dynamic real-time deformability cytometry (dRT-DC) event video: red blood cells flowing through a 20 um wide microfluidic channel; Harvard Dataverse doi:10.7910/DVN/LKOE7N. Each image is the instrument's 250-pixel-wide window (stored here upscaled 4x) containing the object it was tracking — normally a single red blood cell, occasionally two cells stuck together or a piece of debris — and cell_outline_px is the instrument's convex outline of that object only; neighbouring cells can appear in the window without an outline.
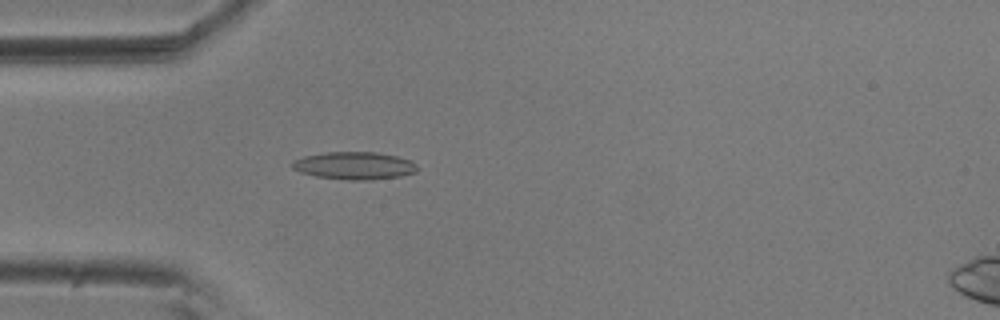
{"species": "common noctule bat (a hibernating species)", "species_latin": "Nyctalus noctula", "temperature_condition": "room temperature", "stored_images_in_passage": 55, "camera_frame_rate_fps": 3000, "um_per_image_px": 0.085, "animal": {"sex": "male", "body_mass_g": 20.5, "forearm_length_mm": 52.5}, "frame": {"image": 1, "passage_image": 16, "time_ms": 5.0, "image_size_px": [1000, 320], "cell_outline_px": [[416, 172], [400, 176], [372, 180], [348, 180], [316, 176], [300, 172], [292, 168], [292, 160], [304, 156], [328, 152], [376, 152], [396, 156], [412, 160], [416, 164]], "centroid_in_image_um": [30.12, 14.08], "position_along_channel_um": 54.9, "area_um2": 20.11}}
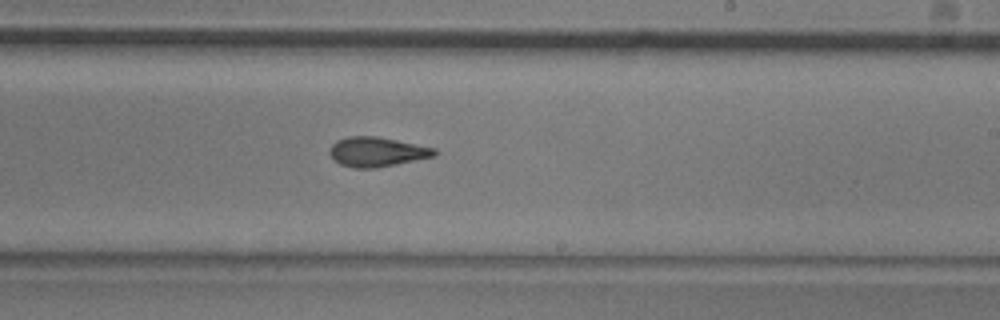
{"frame": {"image": 2, "passage_image": 33, "time_ms": 10.667, "image_size_px": [1000, 320], "cell_outline_px": [[436, 156], [376, 168], [352, 168], [340, 164], [328, 152], [332, 144], [336, 140], [348, 136], [376, 136], [436, 148]], "centroid_in_image_um": [32.03, 12.9], "position_along_channel_um": 257.0, "area_um2": 18.03}}
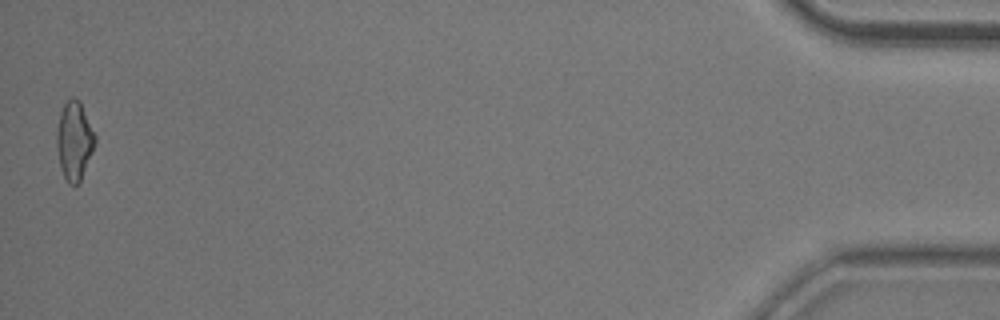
{"frame": {"image": 3, "passage_image": 55, "time_ms": 18.0, "image_size_px": [1000, 320], "cell_outline_px": [[96, 140], [92, 152], [80, 180], [76, 184], [68, 184], [64, 176], [60, 164], [56, 144], [56, 132], [60, 112], [64, 104], [72, 96], [80, 100], [96, 136]], "centroid_in_image_um": [6.31, 11.91], "position_along_channel_um": 428.9, "area_um2": 17.34}, "authors_computed_cell_mechanics": {"area_um2": 17.918, "velocity_mm_per_s": 3.6374, "shape_relaxation_time_tau1_ms": 8.4147, "shape_relaxation_time_tau2_ms": 3.4209, "deformation_change_tau1": 0.2023, "deformation_change_tau2": 0.1202}}